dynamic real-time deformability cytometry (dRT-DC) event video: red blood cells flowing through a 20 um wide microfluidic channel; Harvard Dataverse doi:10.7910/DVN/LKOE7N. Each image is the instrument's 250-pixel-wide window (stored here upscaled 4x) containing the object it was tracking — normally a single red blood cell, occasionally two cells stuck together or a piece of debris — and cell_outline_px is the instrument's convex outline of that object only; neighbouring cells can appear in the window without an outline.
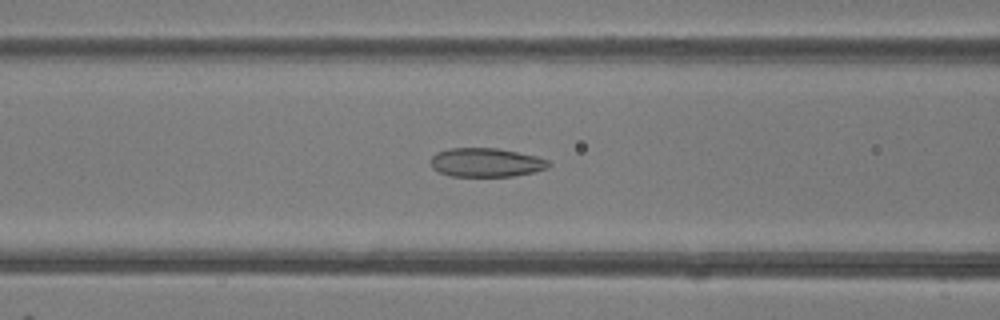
{"species": "common noctule bat (a hibernating species)", "species_latin": "Nyctalus noctula", "temperature_condition": "room temperature", "stored_images_in_passage": 38, "camera_frame_rate_fps": 3000, "um_per_image_px": 0.085, "animal": {"sex": "female"}, "frame": {"image": 1, "passage_image": 17, "time_ms": 5.333, "image_size_px": [1000, 320], "cell_outline_px": [[552, 164], [548, 168], [536, 172], [512, 176], [452, 176], [440, 172], [432, 168], [432, 156], [436, 152], [448, 148], [496, 148], [536, 156], [548, 160]], "centroid_in_image_um": [41.34, 13.81], "position_along_channel_um": 125.3, "area_um2": 19.83}}
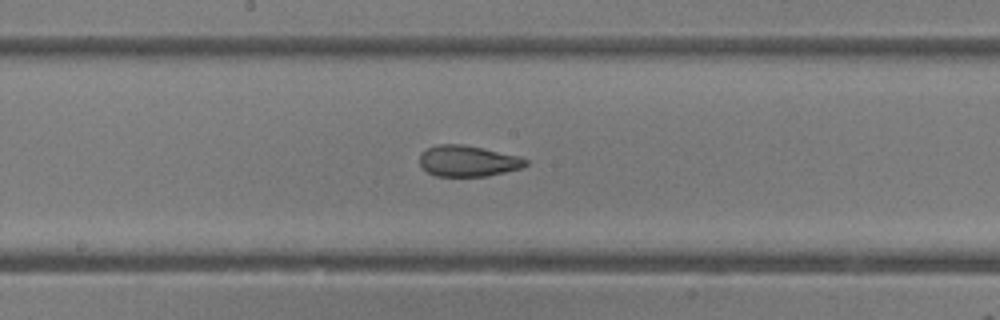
{"frame": {"image": 2, "passage_image": 23, "time_ms": 7.333, "image_size_px": [1000, 320], "cell_outline_px": [[528, 164], [524, 168], [488, 176], [436, 176], [428, 172], [420, 164], [420, 152], [436, 144], [464, 144], [520, 156], [528, 160]], "centroid_in_image_um": [39.8, 13.68], "position_along_channel_um": 208.4, "area_um2": 19.36}}
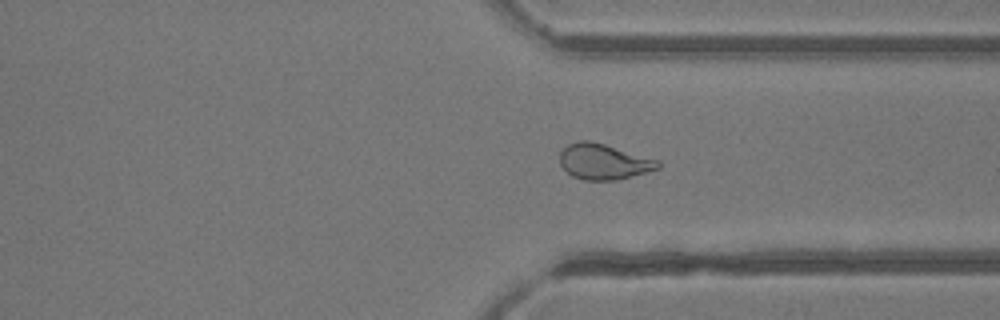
{"frame": {"image": 3, "passage_image": 34, "time_ms": 11.0, "image_size_px": [1000, 320], "cell_outline_px": [[660, 168], [616, 180], [584, 180], [572, 176], [560, 164], [560, 152], [568, 144], [580, 140], [588, 140], [604, 144], [660, 160]], "centroid_in_image_um": [51.31, 13.74], "position_along_channel_um": 360.1, "area_um2": 20.23}}